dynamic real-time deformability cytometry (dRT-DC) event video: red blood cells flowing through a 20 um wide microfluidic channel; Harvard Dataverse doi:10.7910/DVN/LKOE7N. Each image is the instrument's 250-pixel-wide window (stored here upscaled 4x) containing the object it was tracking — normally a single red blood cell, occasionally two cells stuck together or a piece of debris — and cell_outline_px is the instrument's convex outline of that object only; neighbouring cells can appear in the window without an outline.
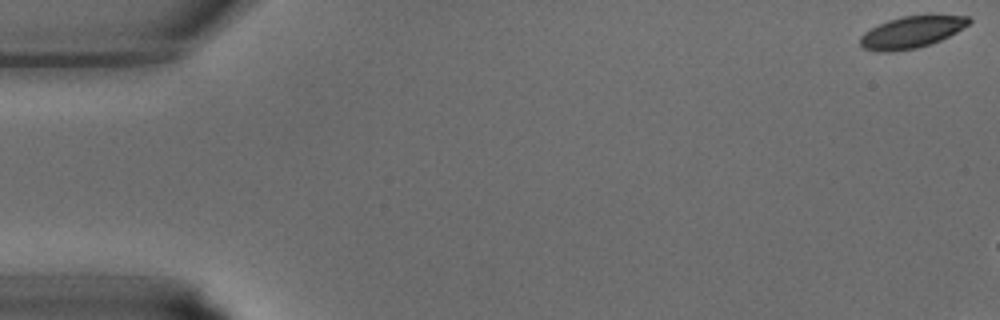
{"species": "common noctule bat (a hibernating species)", "species_latin": "Nyctalus noctula", "temperature_condition": "warm", "stored_images_in_passage": 7, "camera_frame_rate_fps": 3000, "um_per_image_px": 0.085, "animal": {"sex": "male", "body_mass_g": 15.6}, "frame": {"image": 1, "passage_image": 1, "time_ms": 0.0, "image_size_px": [1000, 320], "cell_outline_px": [[972, 20], [968, 24], [956, 32], [940, 40], [916, 48], [892, 52], [876, 52], [864, 48], [860, 44], [860, 36], [864, 32], [888, 20], [904, 16], [932, 12], [968, 16]], "centroid_in_image_um": [77.52, 2.68], "position_along_channel_um": 7.5, "area_um2": 20.63}}